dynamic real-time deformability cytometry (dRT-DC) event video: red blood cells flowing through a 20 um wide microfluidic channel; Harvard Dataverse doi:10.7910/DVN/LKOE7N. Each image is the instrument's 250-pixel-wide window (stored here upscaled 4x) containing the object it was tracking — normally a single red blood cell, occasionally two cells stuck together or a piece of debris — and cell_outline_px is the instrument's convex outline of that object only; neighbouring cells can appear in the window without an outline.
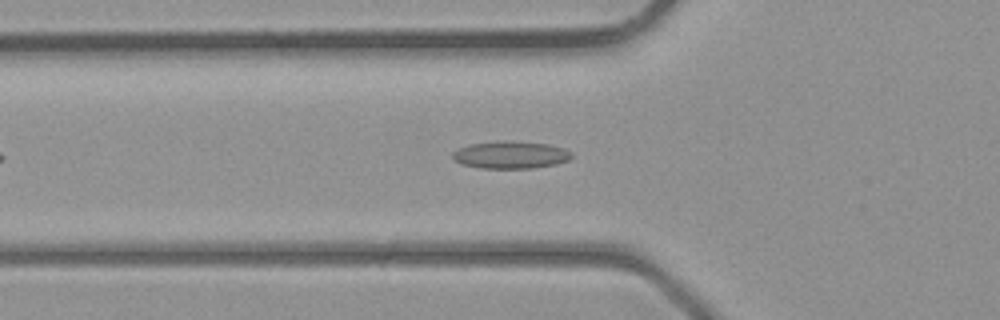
{"species": "common noctule bat (a hibernating species)", "species_latin": "Nyctalus noctula", "temperature_condition": "room temperature", "stored_images_in_passage": 33, "camera_frame_rate_fps": 3000, "um_per_image_px": 0.085, "animal": {"sex": "male", "body_mass_g": 23.1, "forearm_length_mm": 52.7}, "frame": {"image": 1, "passage_image": 7, "time_ms": 2.0, "image_size_px": [1000, 320], "cell_outline_px": [[572, 156], [568, 160], [556, 164], [532, 168], [480, 168], [460, 164], [452, 156], [452, 152], [456, 148], [468, 144], [504, 140], [512, 140], [548, 144], [564, 148], [572, 152]], "centroid_in_image_um": [43.38, 13.15], "position_along_channel_um": 82.4, "area_um2": 19.25}}
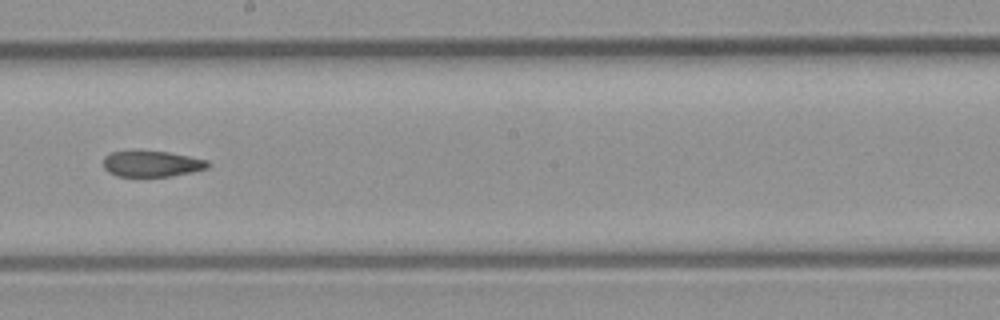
{"frame": {"image": 2, "passage_image": 16, "time_ms": 5.0, "image_size_px": [1000, 320], "cell_outline_px": [[208, 168], [192, 172], [168, 176], [116, 176], [108, 172], [104, 168], [104, 156], [112, 152], [168, 152], [208, 160]], "centroid_in_image_um": [12.9, 13.94], "position_along_channel_um": 235.3, "area_um2": 15.43}}
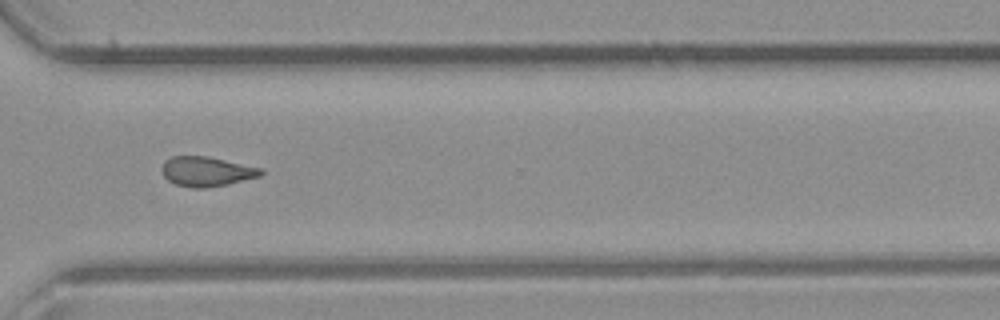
{"frame": {"image": 3, "passage_image": 23, "time_ms": 7.333, "image_size_px": [1000, 320], "cell_outline_px": [[264, 172], [260, 176], [228, 184], [208, 188], [192, 188], [176, 184], [168, 180], [164, 176], [160, 168], [164, 160], [172, 156], [208, 156], [264, 168]], "centroid_in_image_um": [17.56, 14.57], "position_along_channel_um": 353.0, "area_um2": 17.4}}